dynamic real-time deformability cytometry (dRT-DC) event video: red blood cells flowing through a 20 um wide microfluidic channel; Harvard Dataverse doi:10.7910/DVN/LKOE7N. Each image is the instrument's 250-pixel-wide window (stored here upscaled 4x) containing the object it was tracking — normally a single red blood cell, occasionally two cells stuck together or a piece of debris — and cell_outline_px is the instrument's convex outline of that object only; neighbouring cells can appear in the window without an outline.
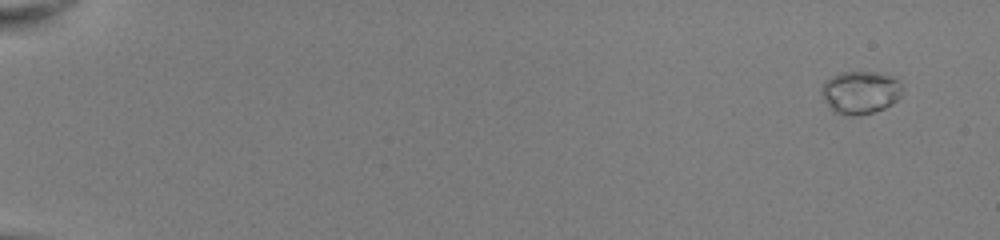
{"species": "common noctule bat (a hibernating species)", "species_latin": "Nyctalus noctula", "temperature_condition": "room temperature", "stored_images_in_passage": 16, "camera_frame_rate_fps": 3000, "um_per_image_px": 0.085, "animal": {"sex": "female", "body_mass_g": 22.0, "forearm_length_mm": 56.7}, "frame": {"image": 1, "passage_image": 1, "time_ms": 0.0, "image_size_px": [1000, 240], "cell_outline_px": [[900, 96], [892, 104], [884, 108], [860, 116], [844, 116], [832, 112], [820, 92], [820, 88], [824, 80], [840, 72], [880, 72], [896, 80], [900, 84]], "centroid_in_image_um": [73.05, 7.87], "position_along_channel_um": 11.9, "area_um2": 20.29}}